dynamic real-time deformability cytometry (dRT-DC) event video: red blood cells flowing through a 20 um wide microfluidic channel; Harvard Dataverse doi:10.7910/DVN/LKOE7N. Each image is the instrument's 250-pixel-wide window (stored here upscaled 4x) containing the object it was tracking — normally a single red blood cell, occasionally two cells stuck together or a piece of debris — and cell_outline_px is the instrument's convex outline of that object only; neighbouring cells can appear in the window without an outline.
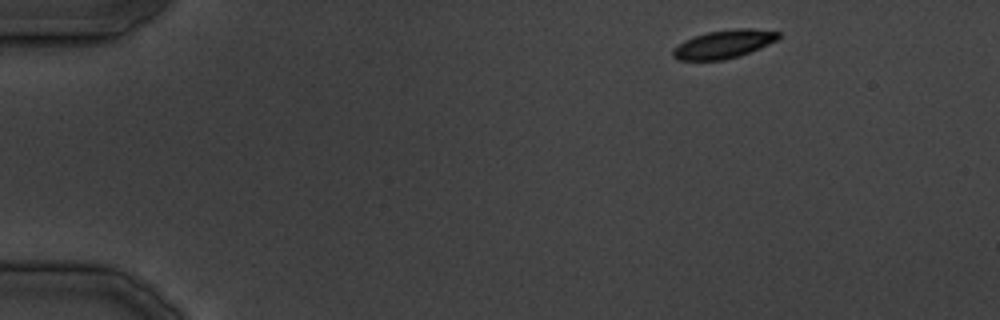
{"species": "common noctule bat (a hibernating species)", "species_latin": "Nyctalus noctula", "temperature_condition": "cold", "stored_images_in_passage": 33, "camera_frame_rate_fps": 3000, "um_per_image_px": 0.085, "animal": {"sex": "male", "body_mass_g": 19.5, "forearm_length_mm": 54.6}, "frame": {"image": 1, "passage_image": 1, "time_ms": 0.0, "image_size_px": [1000, 320], "cell_outline_px": [[780, 36], [776, 40], [760, 48], [740, 56], [724, 60], [676, 60], [672, 56], [672, 52], [684, 40], [708, 32], [736, 28], [752, 28], [780, 32]], "centroid_in_image_um": [61.54, 3.76], "position_along_channel_um": 23.5, "area_um2": 17.28}}
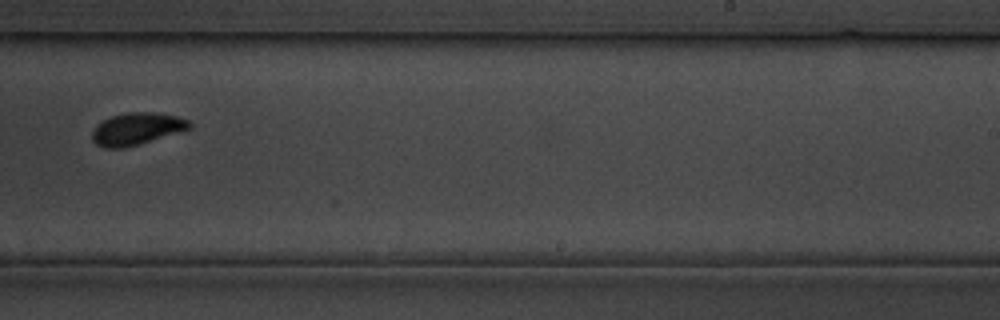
{"frame": {"image": 2, "passage_image": 20, "time_ms": 23.333, "image_size_px": [1000, 320], "cell_outline_px": [[192, 128], [124, 148], [104, 148], [96, 144], [92, 140], [92, 132], [96, 124], [112, 116], [128, 112], [152, 112], [176, 116], [188, 120], [192, 124]], "centroid_in_image_um": [11.6, 10.95], "position_along_channel_um": 277.4, "area_um2": 18.03}}
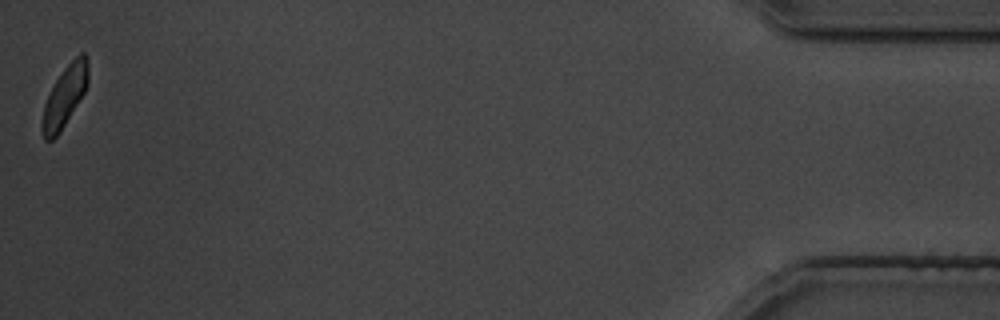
{"frame": {"image": 3, "passage_image": 33, "time_ms": 39.333, "image_size_px": [1000, 320], "cell_outline_px": [[88, 84], [84, 92], [60, 132], [52, 140], [44, 140], [40, 128], [40, 124], [44, 104], [56, 80], [64, 68], [80, 52], [84, 52], [88, 60]], "centroid_in_image_um": [5.48, 8.2], "position_along_channel_um": 429.7, "area_um2": 16.18}}